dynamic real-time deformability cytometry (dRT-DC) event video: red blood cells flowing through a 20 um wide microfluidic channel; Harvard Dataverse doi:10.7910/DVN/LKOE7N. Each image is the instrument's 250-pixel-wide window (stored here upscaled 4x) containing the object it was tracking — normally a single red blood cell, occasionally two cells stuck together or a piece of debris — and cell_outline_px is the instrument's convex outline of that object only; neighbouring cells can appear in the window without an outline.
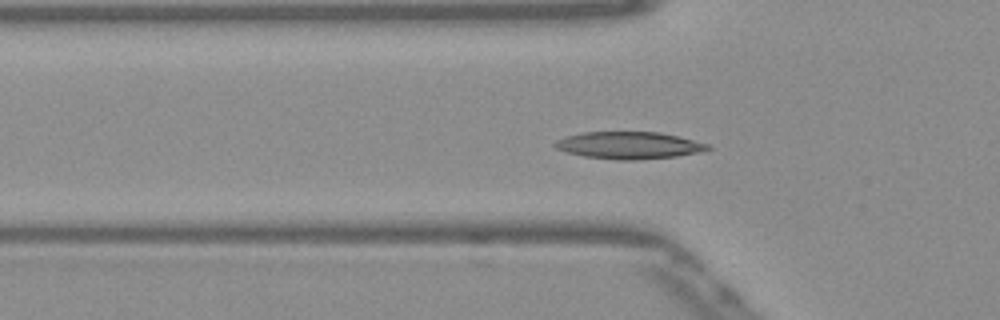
{"species": "Egyptian fruit bat (a non-hibernating species)", "species_latin": "Rousettus aegyptiacus", "temperature_condition": "warm", "stored_images_in_passage": 54, "camera_frame_rate_fps": 3000, "um_per_image_px": 0.085, "frame": {"image": 1, "passage_image": 18, "time_ms": 5.667, "image_size_px": [1000, 320], "cell_outline_px": [[712, 148], [708, 152], [676, 156], [636, 160], [616, 160], [584, 156], [568, 152], [556, 148], [552, 144], [556, 140], [568, 136], [584, 132], [660, 132], [680, 136], [708, 144]], "centroid_in_image_um": [53.54, 12.36], "position_along_channel_um": 72.3, "area_um2": 24.33}}
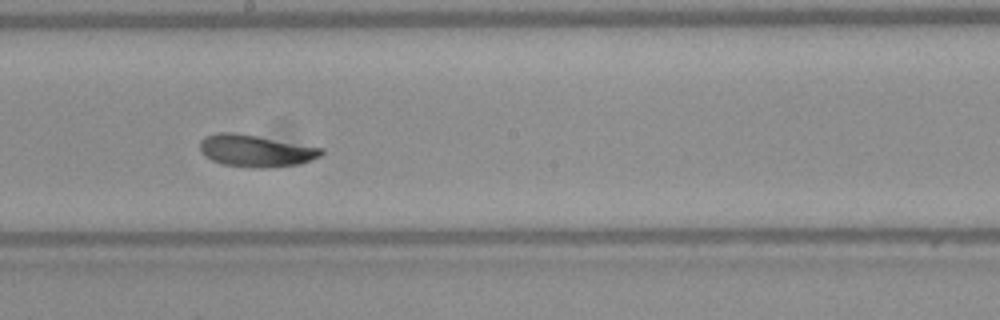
{"frame": {"image": 2, "passage_image": 30, "time_ms": 9.667, "image_size_px": [1000, 320], "cell_outline_px": [[324, 152], [320, 156], [312, 160], [300, 164], [264, 168], [252, 168], [220, 164], [204, 156], [200, 152], [200, 140], [208, 136], [220, 132], [236, 132], [324, 148]], "centroid_in_image_um": [21.74, 12.82], "position_along_channel_um": 226.5, "area_um2": 22.83}}
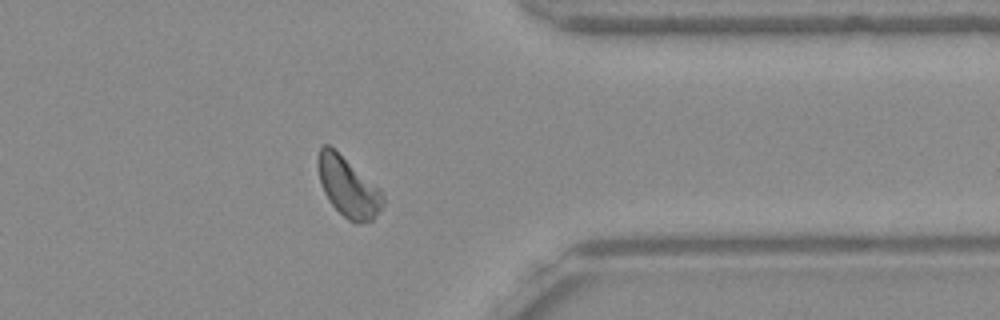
{"frame": {"image": 3, "passage_image": 43, "time_ms": 14.0, "image_size_px": [1000, 320], "cell_outline_px": [[384, 204], [372, 220], [360, 224], [356, 224], [348, 220], [328, 200], [320, 184], [316, 164], [316, 160], [320, 144], [328, 144], [376, 188], [380, 192], [384, 200]], "centroid_in_image_um": [29.5, 15.91], "position_along_channel_um": 381.9, "area_um2": 21.96}, "authors_computed_cell_mechanics": {"area_um2": 22.4553, "velocity_mm_per_s": 3.8404, "shape_relaxation_time_tau1_ms": 2.7921, "shape_relaxation_time_tau2_ms": 4.5979, "deformation_change_tau1": 0.1202, "deformation_change_tau2": 0.1122}}